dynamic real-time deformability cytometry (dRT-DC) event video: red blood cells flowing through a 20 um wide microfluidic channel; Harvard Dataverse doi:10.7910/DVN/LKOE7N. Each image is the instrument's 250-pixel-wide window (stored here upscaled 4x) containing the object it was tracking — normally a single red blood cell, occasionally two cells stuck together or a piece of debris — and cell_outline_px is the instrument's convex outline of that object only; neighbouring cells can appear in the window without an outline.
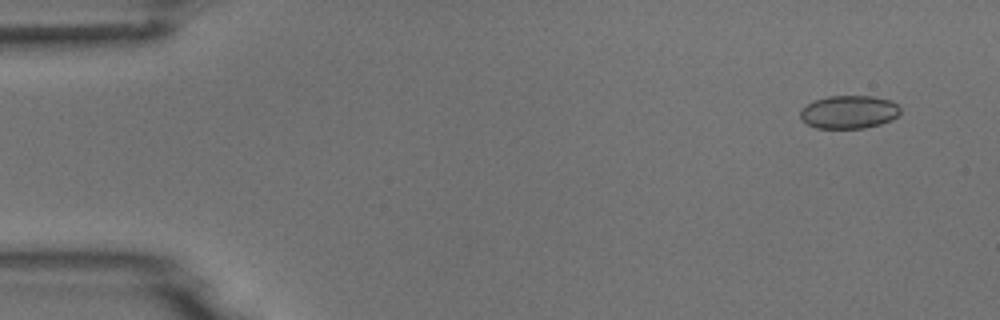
{"species": "common noctule bat (a hibernating species)", "species_latin": "Nyctalus noctula", "temperature_condition": "room temperature", "stored_images_in_passage": 5, "camera_frame_rate_fps": 3000, "um_per_image_px": 0.085, "animal": {"sex": "male", "body_mass_g": 18.8}, "frame": {"image": 1, "passage_image": 1, "time_ms": 0.0, "image_size_px": [1000, 320], "cell_outline_px": [[900, 112], [896, 116], [880, 124], [864, 128], [816, 128], [808, 124], [800, 116], [800, 112], [808, 104], [816, 100], [828, 96], [872, 96], [888, 100], [896, 104], [900, 108]], "centroid_in_image_um": [72.16, 9.52], "position_along_channel_um": 12.8, "area_um2": 18.9}}
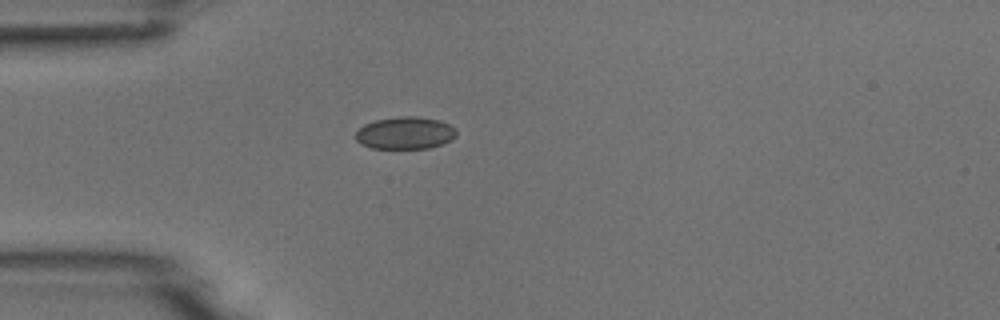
{"frame": {"image": 2, "passage_image": 4, "time_ms": 3.667, "image_size_px": [1000, 320], "cell_outline_px": [[456, 136], [452, 140], [428, 148], [372, 148], [360, 144], [356, 140], [356, 132], [364, 124], [376, 120], [400, 116], [416, 116], [440, 120], [456, 128]], "centroid_in_image_um": [34.44, 11.3], "position_along_channel_um": 50.6, "area_um2": 18.96}}